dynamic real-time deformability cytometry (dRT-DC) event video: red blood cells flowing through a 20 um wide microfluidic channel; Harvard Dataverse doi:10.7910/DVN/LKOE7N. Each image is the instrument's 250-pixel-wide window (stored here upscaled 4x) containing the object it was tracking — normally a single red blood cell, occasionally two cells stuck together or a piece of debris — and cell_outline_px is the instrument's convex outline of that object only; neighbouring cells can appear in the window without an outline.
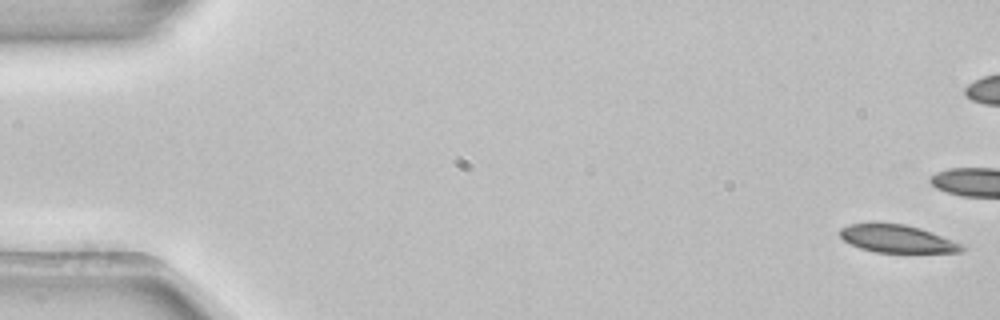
{"species": "common noctule bat (a hibernating species)", "species_latin": "Nyctalus noctula", "temperature_condition": "room temperature", "stored_images_in_passage": 5, "camera_frame_rate_fps": 3000, "um_per_image_px": 0.085, "animal": {"sex": "female", "body_mass_g": 22.7, "forearm_length_mm": 54.2}, "frame": {"image": 1, "passage_image": 1, "time_ms": 0.0, "image_size_px": [1000, 320], "cell_outline_px": [[964, 248], [960, 252], [876, 252], [860, 248], [844, 240], [840, 236], [840, 228], [848, 224], [904, 224], [920, 228], [932, 232], [964, 244]], "centroid_in_image_um": [76.28, 20.3], "position_along_channel_um": 8.7, "area_um2": 19.36}}